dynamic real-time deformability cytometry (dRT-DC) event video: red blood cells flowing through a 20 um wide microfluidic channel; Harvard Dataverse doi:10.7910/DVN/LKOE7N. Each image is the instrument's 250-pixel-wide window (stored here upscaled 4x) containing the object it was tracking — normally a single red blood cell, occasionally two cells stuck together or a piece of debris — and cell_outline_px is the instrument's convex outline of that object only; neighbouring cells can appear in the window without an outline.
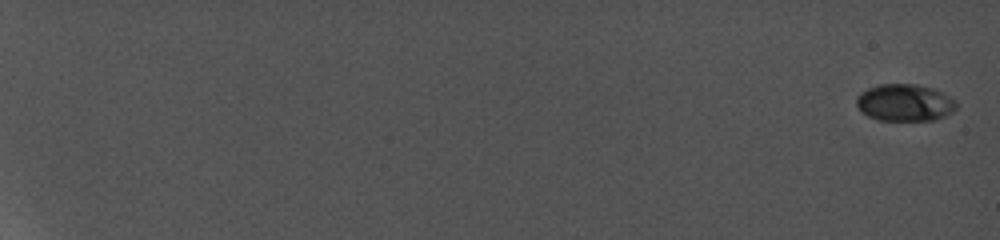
{"species": "common noctule bat (a hibernating species)", "species_latin": "Nyctalus noctula", "temperature_condition": "cold", "stored_images_in_passage": 13, "camera_frame_rate_fps": 5000, "um_per_image_px": 0.085, "animal": {"sex": "female", "body_mass_g": 19.0, "forearm_length_mm": 56.7}, "frame": {"image": 1, "passage_image": 1, "time_ms": 0.0, "image_size_px": [1000, 240], "cell_outline_px": [[956, 108], [952, 112], [936, 120], [876, 120], [860, 112], [856, 104], [856, 96], [860, 92], [868, 88], [880, 84], [916, 84], [932, 88], [956, 100]], "centroid_in_image_um": [76.86, 8.73], "position_along_channel_um": 8.1, "area_um2": 21.68}}
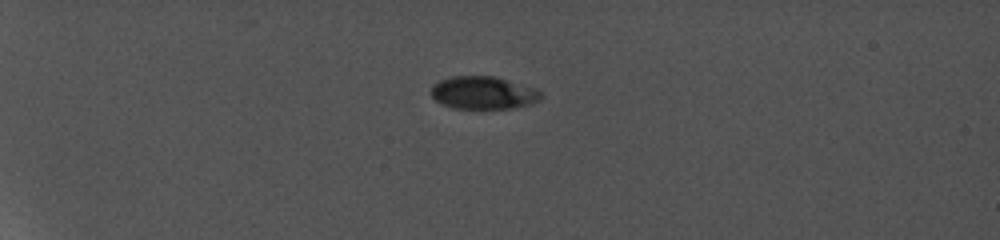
{"frame": {"image": 2, "passage_image": 6, "time_ms": 6.0, "image_size_px": [1000, 240], "cell_outline_px": [[544, 96], [540, 100], [528, 104], [508, 108], [456, 108], [444, 104], [436, 100], [432, 96], [432, 84], [440, 80], [452, 76], [496, 76], [536, 88], [544, 92]], "centroid_in_image_um": [41.13, 7.86], "position_along_channel_um": 43.9, "area_um2": 20.92}}
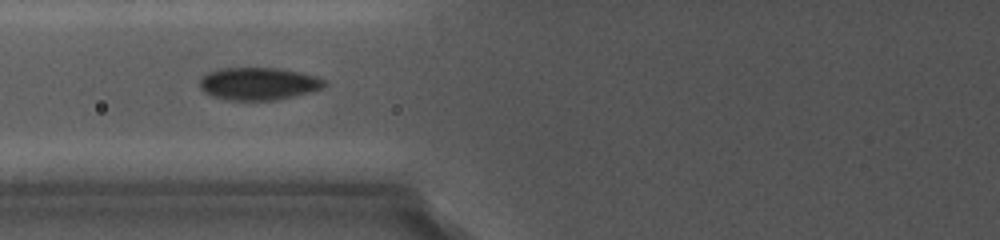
{"frame": {"image": 3, "passage_image": 9, "time_ms": 9.6, "image_size_px": [1000, 240], "cell_outline_px": [[328, 84], [320, 88], [272, 100], [232, 100], [216, 96], [204, 92], [200, 88], [200, 80], [208, 72], [220, 68], [280, 68], [320, 76]], "centroid_in_image_um": [21.96, 7.08], "position_along_channel_um": 103.8, "area_um2": 23.18}}